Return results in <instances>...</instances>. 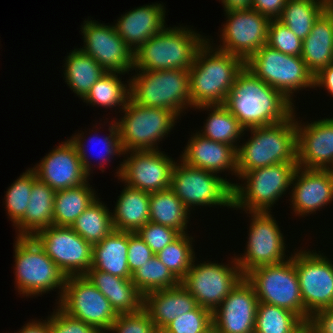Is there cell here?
Masks as SVG:
<instances>
[{"mask_svg":"<svg viewBox=\"0 0 333 333\" xmlns=\"http://www.w3.org/2000/svg\"><path fill=\"white\" fill-rule=\"evenodd\" d=\"M65 56V63L62 66L66 84L70 90L77 94L80 99H84L91 87L99 80L106 71L97 61L87 55L79 48L71 50Z\"/></svg>","mask_w":333,"mask_h":333,"instance_id":"32","label":"cell"},{"mask_svg":"<svg viewBox=\"0 0 333 333\" xmlns=\"http://www.w3.org/2000/svg\"><path fill=\"white\" fill-rule=\"evenodd\" d=\"M196 259L181 284L195 298L197 305L213 312L244 278V274L235 255L226 265L208 260L197 261L196 264Z\"/></svg>","mask_w":333,"mask_h":333,"instance_id":"12","label":"cell"},{"mask_svg":"<svg viewBox=\"0 0 333 333\" xmlns=\"http://www.w3.org/2000/svg\"><path fill=\"white\" fill-rule=\"evenodd\" d=\"M245 213L251 215L247 245L244 253L235 255L242 273L245 275L253 268L288 260L292 252L286 256V241L272 212Z\"/></svg>","mask_w":333,"mask_h":333,"instance_id":"13","label":"cell"},{"mask_svg":"<svg viewBox=\"0 0 333 333\" xmlns=\"http://www.w3.org/2000/svg\"><path fill=\"white\" fill-rule=\"evenodd\" d=\"M185 164L214 172H228L237 178V152L228 144L212 141L197 131L192 132L180 158Z\"/></svg>","mask_w":333,"mask_h":333,"instance_id":"24","label":"cell"},{"mask_svg":"<svg viewBox=\"0 0 333 333\" xmlns=\"http://www.w3.org/2000/svg\"><path fill=\"white\" fill-rule=\"evenodd\" d=\"M69 316L108 333L118 316L109 300L85 275L68 276L62 296L56 303Z\"/></svg>","mask_w":333,"mask_h":333,"instance_id":"14","label":"cell"},{"mask_svg":"<svg viewBox=\"0 0 333 333\" xmlns=\"http://www.w3.org/2000/svg\"><path fill=\"white\" fill-rule=\"evenodd\" d=\"M224 106L245 130L283 122L296 111L280 91L246 67L238 74Z\"/></svg>","mask_w":333,"mask_h":333,"instance_id":"1","label":"cell"},{"mask_svg":"<svg viewBox=\"0 0 333 333\" xmlns=\"http://www.w3.org/2000/svg\"><path fill=\"white\" fill-rule=\"evenodd\" d=\"M149 207V221L188 233L191 213L170 188L150 193Z\"/></svg>","mask_w":333,"mask_h":333,"instance_id":"35","label":"cell"},{"mask_svg":"<svg viewBox=\"0 0 333 333\" xmlns=\"http://www.w3.org/2000/svg\"><path fill=\"white\" fill-rule=\"evenodd\" d=\"M296 112L283 122L246 129L251 136L239 145L237 177L278 163H297Z\"/></svg>","mask_w":333,"mask_h":333,"instance_id":"3","label":"cell"},{"mask_svg":"<svg viewBox=\"0 0 333 333\" xmlns=\"http://www.w3.org/2000/svg\"><path fill=\"white\" fill-rule=\"evenodd\" d=\"M36 172L28 168L7 189L4 204L7 216L15 226L25 215L32 191L33 183L37 180Z\"/></svg>","mask_w":333,"mask_h":333,"instance_id":"43","label":"cell"},{"mask_svg":"<svg viewBox=\"0 0 333 333\" xmlns=\"http://www.w3.org/2000/svg\"><path fill=\"white\" fill-rule=\"evenodd\" d=\"M128 232L113 230L93 245L91 267L121 278H131L127 260Z\"/></svg>","mask_w":333,"mask_h":333,"instance_id":"31","label":"cell"},{"mask_svg":"<svg viewBox=\"0 0 333 333\" xmlns=\"http://www.w3.org/2000/svg\"><path fill=\"white\" fill-rule=\"evenodd\" d=\"M154 255L150 247L136 232H128L127 260L131 274L147 263Z\"/></svg>","mask_w":333,"mask_h":333,"instance_id":"49","label":"cell"},{"mask_svg":"<svg viewBox=\"0 0 333 333\" xmlns=\"http://www.w3.org/2000/svg\"><path fill=\"white\" fill-rule=\"evenodd\" d=\"M314 88L327 90L333 97V62L322 68L314 75Z\"/></svg>","mask_w":333,"mask_h":333,"instance_id":"52","label":"cell"},{"mask_svg":"<svg viewBox=\"0 0 333 333\" xmlns=\"http://www.w3.org/2000/svg\"><path fill=\"white\" fill-rule=\"evenodd\" d=\"M55 190L37 179L32 186L24 217L14 226L17 236H33L53 225Z\"/></svg>","mask_w":333,"mask_h":333,"instance_id":"30","label":"cell"},{"mask_svg":"<svg viewBox=\"0 0 333 333\" xmlns=\"http://www.w3.org/2000/svg\"><path fill=\"white\" fill-rule=\"evenodd\" d=\"M80 29L84 43L79 48L81 51L93 57L106 72L132 73L134 53L118 35L114 24L107 25L88 17Z\"/></svg>","mask_w":333,"mask_h":333,"instance_id":"19","label":"cell"},{"mask_svg":"<svg viewBox=\"0 0 333 333\" xmlns=\"http://www.w3.org/2000/svg\"><path fill=\"white\" fill-rule=\"evenodd\" d=\"M266 45L287 55L301 56L303 41L281 21L271 19Z\"/></svg>","mask_w":333,"mask_h":333,"instance_id":"45","label":"cell"},{"mask_svg":"<svg viewBox=\"0 0 333 333\" xmlns=\"http://www.w3.org/2000/svg\"><path fill=\"white\" fill-rule=\"evenodd\" d=\"M259 300L245 279L212 312L213 327L218 333H254Z\"/></svg>","mask_w":333,"mask_h":333,"instance_id":"21","label":"cell"},{"mask_svg":"<svg viewBox=\"0 0 333 333\" xmlns=\"http://www.w3.org/2000/svg\"><path fill=\"white\" fill-rule=\"evenodd\" d=\"M297 168V163H278L243 173L239 179H243L244 184L234 182L232 208L245 212H271L282 195L286 196L288 190L290 194Z\"/></svg>","mask_w":333,"mask_h":333,"instance_id":"6","label":"cell"},{"mask_svg":"<svg viewBox=\"0 0 333 333\" xmlns=\"http://www.w3.org/2000/svg\"><path fill=\"white\" fill-rule=\"evenodd\" d=\"M209 36L197 49L189 69L191 108L201 105H224L228 93L245 61L211 44Z\"/></svg>","mask_w":333,"mask_h":333,"instance_id":"2","label":"cell"},{"mask_svg":"<svg viewBox=\"0 0 333 333\" xmlns=\"http://www.w3.org/2000/svg\"><path fill=\"white\" fill-rule=\"evenodd\" d=\"M156 327L149 313L142 308L134 313L119 314L108 333H155Z\"/></svg>","mask_w":333,"mask_h":333,"instance_id":"46","label":"cell"},{"mask_svg":"<svg viewBox=\"0 0 333 333\" xmlns=\"http://www.w3.org/2000/svg\"><path fill=\"white\" fill-rule=\"evenodd\" d=\"M123 115L115 122L124 152L129 150H159L158 143L168 137L179 117L163 108L143 107L131 98Z\"/></svg>","mask_w":333,"mask_h":333,"instance_id":"8","label":"cell"},{"mask_svg":"<svg viewBox=\"0 0 333 333\" xmlns=\"http://www.w3.org/2000/svg\"><path fill=\"white\" fill-rule=\"evenodd\" d=\"M305 333H333V308L314 312L307 322Z\"/></svg>","mask_w":333,"mask_h":333,"instance_id":"50","label":"cell"},{"mask_svg":"<svg viewBox=\"0 0 333 333\" xmlns=\"http://www.w3.org/2000/svg\"><path fill=\"white\" fill-rule=\"evenodd\" d=\"M193 109L209 111L206 121L203 122V128L197 131L199 134L238 149L246 131L224 105H201Z\"/></svg>","mask_w":333,"mask_h":333,"instance_id":"34","label":"cell"},{"mask_svg":"<svg viewBox=\"0 0 333 333\" xmlns=\"http://www.w3.org/2000/svg\"><path fill=\"white\" fill-rule=\"evenodd\" d=\"M188 233L180 234L169 245L165 246L155 255L158 259L181 281L193 264L195 251L193 243L195 240Z\"/></svg>","mask_w":333,"mask_h":333,"instance_id":"42","label":"cell"},{"mask_svg":"<svg viewBox=\"0 0 333 333\" xmlns=\"http://www.w3.org/2000/svg\"><path fill=\"white\" fill-rule=\"evenodd\" d=\"M85 276L109 300L119 314L134 313L143 308L144 295L131 278H121L90 268Z\"/></svg>","mask_w":333,"mask_h":333,"instance_id":"27","label":"cell"},{"mask_svg":"<svg viewBox=\"0 0 333 333\" xmlns=\"http://www.w3.org/2000/svg\"><path fill=\"white\" fill-rule=\"evenodd\" d=\"M287 0H252L251 8L271 19L281 16Z\"/></svg>","mask_w":333,"mask_h":333,"instance_id":"51","label":"cell"},{"mask_svg":"<svg viewBox=\"0 0 333 333\" xmlns=\"http://www.w3.org/2000/svg\"><path fill=\"white\" fill-rule=\"evenodd\" d=\"M154 254L174 241L180 233L173 228L148 221L136 232Z\"/></svg>","mask_w":333,"mask_h":333,"instance_id":"47","label":"cell"},{"mask_svg":"<svg viewBox=\"0 0 333 333\" xmlns=\"http://www.w3.org/2000/svg\"><path fill=\"white\" fill-rule=\"evenodd\" d=\"M325 3H327L329 6L333 3V0H323Z\"/></svg>","mask_w":333,"mask_h":333,"instance_id":"57","label":"cell"},{"mask_svg":"<svg viewBox=\"0 0 333 333\" xmlns=\"http://www.w3.org/2000/svg\"><path fill=\"white\" fill-rule=\"evenodd\" d=\"M109 124H110V125H108L109 134H107L106 137H103L101 139L99 136L97 137V135L89 136V140L94 142L96 145H99V144L104 145L103 149H102V151H104V152L100 153V155L98 154L100 157L98 156L99 158H97V160L99 159L101 161L100 163H98V165H99V168H101L100 170L102 172H104V168H105L103 166L104 163L111 162V159H113L115 157V155H116V157L117 156L125 157L124 150L122 148L121 140L119 137L118 127H117L116 122L114 121V118H113V120H111V122ZM95 139H96V141H95ZM69 140L76 147V150H77V153L79 154V158L82 163L84 171L90 176L91 173H93L92 165H94V164H92L91 161L89 160V156L87 154L88 149L86 150V148H85V147H87L85 144L88 141H86L87 139H85V137H84V132L83 133L78 132L77 134L75 133L74 135H72L69 138ZM97 140H98V142H97Z\"/></svg>","mask_w":333,"mask_h":333,"instance_id":"40","label":"cell"},{"mask_svg":"<svg viewBox=\"0 0 333 333\" xmlns=\"http://www.w3.org/2000/svg\"><path fill=\"white\" fill-rule=\"evenodd\" d=\"M320 252L302 247L295 251L301 298L310 316L318 310L333 308V261Z\"/></svg>","mask_w":333,"mask_h":333,"instance_id":"15","label":"cell"},{"mask_svg":"<svg viewBox=\"0 0 333 333\" xmlns=\"http://www.w3.org/2000/svg\"><path fill=\"white\" fill-rule=\"evenodd\" d=\"M204 333H218L217 330L212 326L209 330Z\"/></svg>","mask_w":333,"mask_h":333,"instance_id":"55","label":"cell"},{"mask_svg":"<svg viewBox=\"0 0 333 333\" xmlns=\"http://www.w3.org/2000/svg\"><path fill=\"white\" fill-rule=\"evenodd\" d=\"M245 67L293 104L295 93L314 88V75L301 56L284 54L266 44L245 62Z\"/></svg>","mask_w":333,"mask_h":333,"instance_id":"11","label":"cell"},{"mask_svg":"<svg viewBox=\"0 0 333 333\" xmlns=\"http://www.w3.org/2000/svg\"><path fill=\"white\" fill-rule=\"evenodd\" d=\"M58 145L32 167L37 178L55 191L86 183L90 176L84 171L74 144L67 139Z\"/></svg>","mask_w":333,"mask_h":333,"instance_id":"22","label":"cell"},{"mask_svg":"<svg viewBox=\"0 0 333 333\" xmlns=\"http://www.w3.org/2000/svg\"><path fill=\"white\" fill-rule=\"evenodd\" d=\"M55 307L49 316L51 333H101L96 327L69 316L58 306Z\"/></svg>","mask_w":333,"mask_h":333,"instance_id":"48","label":"cell"},{"mask_svg":"<svg viewBox=\"0 0 333 333\" xmlns=\"http://www.w3.org/2000/svg\"><path fill=\"white\" fill-rule=\"evenodd\" d=\"M306 326L290 310L267 303L258 304L254 333H305Z\"/></svg>","mask_w":333,"mask_h":333,"instance_id":"39","label":"cell"},{"mask_svg":"<svg viewBox=\"0 0 333 333\" xmlns=\"http://www.w3.org/2000/svg\"><path fill=\"white\" fill-rule=\"evenodd\" d=\"M131 280L143 295L160 289H169L181 283L156 255L133 272Z\"/></svg>","mask_w":333,"mask_h":333,"instance_id":"41","label":"cell"},{"mask_svg":"<svg viewBox=\"0 0 333 333\" xmlns=\"http://www.w3.org/2000/svg\"><path fill=\"white\" fill-rule=\"evenodd\" d=\"M32 237L66 277L85 275L91 268L93 245L71 227L51 225Z\"/></svg>","mask_w":333,"mask_h":333,"instance_id":"18","label":"cell"},{"mask_svg":"<svg viewBox=\"0 0 333 333\" xmlns=\"http://www.w3.org/2000/svg\"><path fill=\"white\" fill-rule=\"evenodd\" d=\"M207 36L186 26L165 27L133 55V72L182 69L189 71Z\"/></svg>","mask_w":333,"mask_h":333,"instance_id":"4","label":"cell"},{"mask_svg":"<svg viewBox=\"0 0 333 333\" xmlns=\"http://www.w3.org/2000/svg\"><path fill=\"white\" fill-rule=\"evenodd\" d=\"M233 186L226 177L191 167L178 159L172 170L170 189L191 212L196 206L232 208Z\"/></svg>","mask_w":333,"mask_h":333,"instance_id":"10","label":"cell"},{"mask_svg":"<svg viewBox=\"0 0 333 333\" xmlns=\"http://www.w3.org/2000/svg\"><path fill=\"white\" fill-rule=\"evenodd\" d=\"M112 212L114 230L137 232L149 221L150 193L124 185Z\"/></svg>","mask_w":333,"mask_h":333,"instance_id":"29","label":"cell"},{"mask_svg":"<svg viewBox=\"0 0 333 333\" xmlns=\"http://www.w3.org/2000/svg\"><path fill=\"white\" fill-rule=\"evenodd\" d=\"M89 183L88 180L77 187L55 192L53 225L71 227L84 210L98 198L97 191Z\"/></svg>","mask_w":333,"mask_h":333,"instance_id":"33","label":"cell"},{"mask_svg":"<svg viewBox=\"0 0 333 333\" xmlns=\"http://www.w3.org/2000/svg\"><path fill=\"white\" fill-rule=\"evenodd\" d=\"M224 12L227 20L220 28V45L212 44L246 62L267 43L270 19L252 8Z\"/></svg>","mask_w":333,"mask_h":333,"instance_id":"17","label":"cell"},{"mask_svg":"<svg viewBox=\"0 0 333 333\" xmlns=\"http://www.w3.org/2000/svg\"><path fill=\"white\" fill-rule=\"evenodd\" d=\"M155 333H168L164 329H156Z\"/></svg>","mask_w":333,"mask_h":333,"instance_id":"56","label":"cell"},{"mask_svg":"<svg viewBox=\"0 0 333 333\" xmlns=\"http://www.w3.org/2000/svg\"><path fill=\"white\" fill-rule=\"evenodd\" d=\"M244 277L254 288L259 303L290 310L307 324L310 315L304 310L301 298L295 252L284 262L253 268Z\"/></svg>","mask_w":333,"mask_h":333,"instance_id":"9","label":"cell"},{"mask_svg":"<svg viewBox=\"0 0 333 333\" xmlns=\"http://www.w3.org/2000/svg\"><path fill=\"white\" fill-rule=\"evenodd\" d=\"M301 58L313 75L333 62V9L330 6L303 40Z\"/></svg>","mask_w":333,"mask_h":333,"instance_id":"28","label":"cell"},{"mask_svg":"<svg viewBox=\"0 0 333 333\" xmlns=\"http://www.w3.org/2000/svg\"><path fill=\"white\" fill-rule=\"evenodd\" d=\"M117 73V74H116ZM121 72H106L97 80L91 87L89 93L83 99L87 105L104 107L106 109L116 107L122 111L130 98V79L128 81H121ZM122 109V110H121Z\"/></svg>","mask_w":333,"mask_h":333,"instance_id":"36","label":"cell"},{"mask_svg":"<svg viewBox=\"0 0 333 333\" xmlns=\"http://www.w3.org/2000/svg\"><path fill=\"white\" fill-rule=\"evenodd\" d=\"M165 14L163 3L146 4L122 14L121 17L117 18L114 27L121 39L134 53L152 36L168 26Z\"/></svg>","mask_w":333,"mask_h":333,"instance_id":"25","label":"cell"},{"mask_svg":"<svg viewBox=\"0 0 333 333\" xmlns=\"http://www.w3.org/2000/svg\"><path fill=\"white\" fill-rule=\"evenodd\" d=\"M212 326V311L197 305L192 311L174 319L164 330L168 333H204Z\"/></svg>","mask_w":333,"mask_h":333,"instance_id":"44","label":"cell"},{"mask_svg":"<svg viewBox=\"0 0 333 333\" xmlns=\"http://www.w3.org/2000/svg\"><path fill=\"white\" fill-rule=\"evenodd\" d=\"M296 117L297 164L305 169L333 170V117L313 122Z\"/></svg>","mask_w":333,"mask_h":333,"instance_id":"20","label":"cell"},{"mask_svg":"<svg viewBox=\"0 0 333 333\" xmlns=\"http://www.w3.org/2000/svg\"><path fill=\"white\" fill-rule=\"evenodd\" d=\"M47 320L43 319H32L31 321L27 322L22 326L18 332L14 333H51L50 325H49V315L46 318Z\"/></svg>","mask_w":333,"mask_h":333,"instance_id":"53","label":"cell"},{"mask_svg":"<svg viewBox=\"0 0 333 333\" xmlns=\"http://www.w3.org/2000/svg\"><path fill=\"white\" fill-rule=\"evenodd\" d=\"M129 150L115 173L128 187L152 193L170 188L175 160L165 151Z\"/></svg>","mask_w":333,"mask_h":333,"instance_id":"16","label":"cell"},{"mask_svg":"<svg viewBox=\"0 0 333 333\" xmlns=\"http://www.w3.org/2000/svg\"><path fill=\"white\" fill-rule=\"evenodd\" d=\"M328 7L323 0H287L278 20L303 41Z\"/></svg>","mask_w":333,"mask_h":333,"instance_id":"37","label":"cell"},{"mask_svg":"<svg viewBox=\"0 0 333 333\" xmlns=\"http://www.w3.org/2000/svg\"><path fill=\"white\" fill-rule=\"evenodd\" d=\"M221 3L224 11L251 9L252 0H221Z\"/></svg>","mask_w":333,"mask_h":333,"instance_id":"54","label":"cell"},{"mask_svg":"<svg viewBox=\"0 0 333 333\" xmlns=\"http://www.w3.org/2000/svg\"><path fill=\"white\" fill-rule=\"evenodd\" d=\"M196 306L195 298L181 283L144 295L143 308L149 313L156 329H164L174 319L192 311Z\"/></svg>","mask_w":333,"mask_h":333,"instance_id":"26","label":"cell"},{"mask_svg":"<svg viewBox=\"0 0 333 333\" xmlns=\"http://www.w3.org/2000/svg\"><path fill=\"white\" fill-rule=\"evenodd\" d=\"M289 199L295 216L306 217L333 201V170L298 167L294 173Z\"/></svg>","mask_w":333,"mask_h":333,"instance_id":"23","label":"cell"},{"mask_svg":"<svg viewBox=\"0 0 333 333\" xmlns=\"http://www.w3.org/2000/svg\"><path fill=\"white\" fill-rule=\"evenodd\" d=\"M15 239L14 283L18 294L32 298L59 289L56 299L58 303L65 287L66 275L33 237L16 236Z\"/></svg>","mask_w":333,"mask_h":333,"instance_id":"5","label":"cell"},{"mask_svg":"<svg viewBox=\"0 0 333 333\" xmlns=\"http://www.w3.org/2000/svg\"><path fill=\"white\" fill-rule=\"evenodd\" d=\"M130 78V98L143 107L163 108L179 118L191 108L189 71H140Z\"/></svg>","mask_w":333,"mask_h":333,"instance_id":"7","label":"cell"},{"mask_svg":"<svg viewBox=\"0 0 333 333\" xmlns=\"http://www.w3.org/2000/svg\"><path fill=\"white\" fill-rule=\"evenodd\" d=\"M100 199L98 197L71 225L76 233L92 245L101 242L114 230L112 211Z\"/></svg>","mask_w":333,"mask_h":333,"instance_id":"38","label":"cell"}]
</instances>
